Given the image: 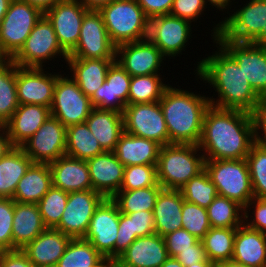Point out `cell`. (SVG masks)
<instances>
[{"mask_svg": "<svg viewBox=\"0 0 266 267\" xmlns=\"http://www.w3.org/2000/svg\"><path fill=\"white\" fill-rule=\"evenodd\" d=\"M0 267H35L20 249L0 252Z\"/></svg>", "mask_w": 266, "mask_h": 267, "instance_id": "9f6ffc18", "label": "cell"}, {"mask_svg": "<svg viewBox=\"0 0 266 267\" xmlns=\"http://www.w3.org/2000/svg\"><path fill=\"white\" fill-rule=\"evenodd\" d=\"M57 74L46 73L43 68L16 65V88L19 104L51 107Z\"/></svg>", "mask_w": 266, "mask_h": 267, "instance_id": "ffe728a7", "label": "cell"}, {"mask_svg": "<svg viewBox=\"0 0 266 267\" xmlns=\"http://www.w3.org/2000/svg\"><path fill=\"white\" fill-rule=\"evenodd\" d=\"M56 56H62L65 61L68 58L58 42L52 23L43 15L11 61L20 67L43 68V63Z\"/></svg>", "mask_w": 266, "mask_h": 267, "instance_id": "ba28073f", "label": "cell"}, {"mask_svg": "<svg viewBox=\"0 0 266 267\" xmlns=\"http://www.w3.org/2000/svg\"><path fill=\"white\" fill-rule=\"evenodd\" d=\"M104 199L92 189L68 193L65 210L55 229L72 239L84 238L95 210Z\"/></svg>", "mask_w": 266, "mask_h": 267, "instance_id": "2e32d148", "label": "cell"}, {"mask_svg": "<svg viewBox=\"0 0 266 267\" xmlns=\"http://www.w3.org/2000/svg\"><path fill=\"white\" fill-rule=\"evenodd\" d=\"M104 151H114L124 132L123 114L114 110L93 108L85 120Z\"/></svg>", "mask_w": 266, "mask_h": 267, "instance_id": "f546056e", "label": "cell"}, {"mask_svg": "<svg viewBox=\"0 0 266 267\" xmlns=\"http://www.w3.org/2000/svg\"><path fill=\"white\" fill-rule=\"evenodd\" d=\"M215 54L197 62L196 75L213 86L218 99L209 98L210 105L220 109L252 113L260 96L254 91L237 61L221 46Z\"/></svg>", "mask_w": 266, "mask_h": 267, "instance_id": "7a4b0ae2", "label": "cell"}, {"mask_svg": "<svg viewBox=\"0 0 266 267\" xmlns=\"http://www.w3.org/2000/svg\"><path fill=\"white\" fill-rule=\"evenodd\" d=\"M206 5L204 0H174L170 14L193 22L207 8Z\"/></svg>", "mask_w": 266, "mask_h": 267, "instance_id": "681fc988", "label": "cell"}, {"mask_svg": "<svg viewBox=\"0 0 266 267\" xmlns=\"http://www.w3.org/2000/svg\"><path fill=\"white\" fill-rule=\"evenodd\" d=\"M180 192L184 200L203 208H207L218 195L216 187L205 169L180 188Z\"/></svg>", "mask_w": 266, "mask_h": 267, "instance_id": "b9f144b4", "label": "cell"}, {"mask_svg": "<svg viewBox=\"0 0 266 267\" xmlns=\"http://www.w3.org/2000/svg\"><path fill=\"white\" fill-rule=\"evenodd\" d=\"M131 219L132 234L137 238L156 233L153 211H139L126 214Z\"/></svg>", "mask_w": 266, "mask_h": 267, "instance_id": "f907efd6", "label": "cell"}, {"mask_svg": "<svg viewBox=\"0 0 266 267\" xmlns=\"http://www.w3.org/2000/svg\"><path fill=\"white\" fill-rule=\"evenodd\" d=\"M254 198L266 199V149L255 142L245 158Z\"/></svg>", "mask_w": 266, "mask_h": 267, "instance_id": "7bdbcfd3", "label": "cell"}, {"mask_svg": "<svg viewBox=\"0 0 266 267\" xmlns=\"http://www.w3.org/2000/svg\"><path fill=\"white\" fill-rule=\"evenodd\" d=\"M106 258L83 239H71L56 267H100Z\"/></svg>", "mask_w": 266, "mask_h": 267, "instance_id": "8d00e7d4", "label": "cell"}, {"mask_svg": "<svg viewBox=\"0 0 266 267\" xmlns=\"http://www.w3.org/2000/svg\"><path fill=\"white\" fill-rule=\"evenodd\" d=\"M263 137H254L255 141L266 149V130H261Z\"/></svg>", "mask_w": 266, "mask_h": 267, "instance_id": "89a4df30", "label": "cell"}, {"mask_svg": "<svg viewBox=\"0 0 266 267\" xmlns=\"http://www.w3.org/2000/svg\"><path fill=\"white\" fill-rule=\"evenodd\" d=\"M100 267H114V262L106 260Z\"/></svg>", "mask_w": 266, "mask_h": 267, "instance_id": "2644e50d", "label": "cell"}, {"mask_svg": "<svg viewBox=\"0 0 266 267\" xmlns=\"http://www.w3.org/2000/svg\"><path fill=\"white\" fill-rule=\"evenodd\" d=\"M254 204V205H253ZM251 205L255 206V210L252 212V214L254 216L253 220L250 222L247 218H249V213H248V209H251ZM244 224L249 227L252 228L254 230H258L260 232H262L263 234L266 235V199H261V198H253L251 199L248 204L246 205V207L244 208ZM246 220V222H245Z\"/></svg>", "mask_w": 266, "mask_h": 267, "instance_id": "816d5d0a", "label": "cell"}, {"mask_svg": "<svg viewBox=\"0 0 266 267\" xmlns=\"http://www.w3.org/2000/svg\"><path fill=\"white\" fill-rule=\"evenodd\" d=\"M89 10H98L100 7L106 5L113 0H78Z\"/></svg>", "mask_w": 266, "mask_h": 267, "instance_id": "94428289", "label": "cell"}, {"mask_svg": "<svg viewBox=\"0 0 266 267\" xmlns=\"http://www.w3.org/2000/svg\"><path fill=\"white\" fill-rule=\"evenodd\" d=\"M65 127L50 115L43 125L20 147L33 163H51L66 154Z\"/></svg>", "mask_w": 266, "mask_h": 267, "instance_id": "5bb4252c", "label": "cell"}, {"mask_svg": "<svg viewBox=\"0 0 266 267\" xmlns=\"http://www.w3.org/2000/svg\"><path fill=\"white\" fill-rule=\"evenodd\" d=\"M168 258L164 238L154 233L135 239L114 261V267H160Z\"/></svg>", "mask_w": 266, "mask_h": 267, "instance_id": "7402d4cb", "label": "cell"}, {"mask_svg": "<svg viewBox=\"0 0 266 267\" xmlns=\"http://www.w3.org/2000/svg\"><path fill=\"white\" fill-rule=\"evenodd\" d=\"M206 209L211 227L238 228L244 223V208L226 197L217 195Z\"/></svg>", "mask_w": 266, "mask_h": 267, "instance_id": "ab89813d", "label": "cell"}, {"mask_svg": "<svg viewBox=\"0 0 266 267\" xmlns=\"http://www.w3.org/2000/svg\"><path fill=\"white\" fill-rule=\"evenodd\" d=\"M52 187V174L48 163H32L20 179L13 200L37 204Z\"/></svg>", "mask_w": 266, "mask_h": 267, "instance_id": "d6a6232c", "label": "cell"}, {"mask_svg": "<svg viewBox=\"0 0 266 267\" xmlns=\"http://www.w3.org/2000/svg\"><path fill=\"white\" fill-rule=\"evenodd\" d=\"M266 25V0H249L213 28L215 40L219 32L233 42H253Z\"/></svg>", "mask_w": 266, "mask_h": 267, "instance_id": "9c48e42d", "label": "cell"}, {"mask_svg": "<svg viewBox=\"0 0 266 267\" xmlns=\"http://www.w3.org/2000/svg\"><path fill=\"white\" fill-rule=\"evenodd\" d=\"M166 57L148 38L116 46L115 61L130 76L158 74Z\"/></svg>", "mask_w": 266, "mask_h": 267, "instance_id": "d6986e66", "label": "cell"}, {"mask_svg": "<svg viewBox=\"0 0 266 267\" xmlns=\"http://www.w3.org/2000/svg\"><path fill=\"white\" fill-rule=\"evenodd\" d=\"M32 163L23 149L17 146L0 159V198H13L18 182Z\"/></svg>", "mask_w": 266, "mask_h": 267, "instance_id": "836d02e7", "label": "cell"}, {"mask_svg": "<svg viewBox=\"0 0 266 267\" xmlns=\"http://www.w3.org/2000/svg\"><path fill=\"white\" fill-rule=\"evenodd\" d=\"M44 13L21 0H12L0 24V53L11 60L22 48Z\"/></svg>", "mask_w": 266, "mask_h": 267, "instance_id": "52a82bcc", "label": "cell"}, {"mask_svg": "<svg viewBox=\"0 0 266 267\" xmlns=\"http://www.w3.org/2000/svg\"><path fill=\"white\" fill-rule=\"evenodd\" d=\"M157 181L156 165H132L124 169L120 190L130 191L155 186Z\"/></svg>", "mask_w": 266, "mask_h": 267, "instance_id": "bcb514c9", "label": "cell"}, {"mask_svg": "<svg viewBox=\"0 0 266 267\" xmlns=\"http://www.w3.org/2000/svg\"><path fill=\"white\" fill-rule=\"evenodd\" d=\"M161 145L156 141L140 138L125 131L113 151L126 167L132 165H157Z\"/></svg>", "mask_w": 266, "mask_h": 267, "instance_id": "83f0119b", "label": "cell"}, {"mask_svg": "<svg viewBox=\"0 0 266 267\" xmlns=\"http://www.w3.org/2000/svg\"><path fill=\"white\" fill-rule=\"evenodd\" d=\"M205 4L206 3H210V5L212 4L213 6H215V8L220 9L223 11V9L227 6H229V4L231 3L230 0H204ZM230 2V3H229Z\"/></svg>", "mask_w": 266, "mask_h": 267, "instance_id": "6125c7cd", "label": "cell"}, {"mask_svg": "<svg viewBox=\"0 0 266 267\" xmlns=\"http://www.w3.org/2000/svg\"><path fill=\"white\" fill-rule=\"evenodd\" d=\"M88 11L78 0H63L44 13L52 23L61 48L68 55L77 46L83 17Z\"/></svg>", "mask_w": 266, "mask_h": 267, "instance_id": "e0dca14e", "label": "cell"}, {"mask_svg": "<svg viewBox=\"0 0 266 267\" xmlns=\"http://www.w3.org/2000/svg\"><path fill=\"white\" fill-rule=\"evenodd\" d=\"M232 260L247 267H266V235L247 227L236 229Z\"/></svg>", "mask_w": 266, "mask_h": 267, "instance_id": "4316f807", "label": "cell"}, {"mask_svg": "<svg viewBox=\"0 0 266 267\" xmlns=\"http://www.w3.org/2000/svg\"><path fill=\"white\" fill-rule=\"evenodd\" d=\"M175 258L184 267H189L194 263H199L207 260L205 249L203 248L201 240H198L192 246V249H186L185 251H181Z\"/></svg>", "mask_w": 266, "mask_h": 267, "instance_id": "11a10c76", "label": "cell"}, {"mask_svg": "<svg viewBox=\"0 0 266 267\" xmlns=\"http://www.w3.org/2000/svg\"><path fill=\"white\" fill-rule=\"evenodd\" d=\"M159 104L168 129L169 144L198 145L204 115L210 107L209 98L170 85Z\"/></svg>", "mask_w": 266, "mask_h": 267, "instance_id": "3957f363", "label": "cell"}, {"mask_svg": "<svg viewBox=\"0 0 266 267\" xmlns=\"http://www.w3.org/2000/svg\"><path fill=\"white\" fill-rule=\"evenodd\" d=\"M214 42L237 61L254 91L260 97H266V47L251 42H233L220 32Z\"/></svg>", "mask_w": 266, "mask_h": 267, "instance_id": "7c38bea8", "label": "cell"}, {"mask_svg": "<svg viewBox=\"0 0 266 267\" xmlns=\"http://www.w3.org/2000/svg\"><path fill=\"white\" fill-rule=\"evenodd\" d=\"M18 106L16 64L5 60L0 64V125L12 117Z\"/></svg>", "mask_w": 266, "mask_h": 267, "instance_id": "74e56055", "label": "cell"}, {"mask_svg": "<svg viewBox=\"0 0 266 267\" xmlns=\"http://www.w3.org/2000/svg\"><path fill=\"white\" fill-rule=\"evenodd\" d=\"M182 228L201 240L211 229L207 209L184 200L182 207Z\"/></svg>", "mask_w": 266, "mask_h": 267, "instance_id": "f6af8a7d", "label": "cell"}, {"mask_svg": "<svg viewBox=\"0 0 266 267\" xmlns=\"http://www.w3.org/2000/svg\"><path fill=\"white\" fill-rule=\"evenodd\" d=\"M205 170L219 196L231 199L243 208L254 198L246 159L205 160Z\"/></svg>", "mask_w": 266, "mask_h": 267, "instance_id": "8992f818", "label": "cell"}, {"mask_svg": "<svg viewBox=\"0 0 266 267\" xmlns=\"http://www.w3.org/2000/svg\"><path fill=\"white\" fill-rule=\"evenodd\" d=\"M6 59L0 53V64L3 63Z\"/></svg>", "mask_w": 266, "mask_h": 267, "instance_id": "8c879c8a", "label": "cell"}, {"mask_svg": "<svg viewBox=\"0 0 266 267\" xmlns=\"http://www.w3.org/2000/svg\"><path fill=\"white\" fill-rule=\"evenodd\" d=\"M216 267H247L233 260L223 261L216 264Z\"/></svg>", "mask_w": 266, "mask_h": 267, "instance_id": "003e7915", "label": "cell"}, {"mask_svg": "<svg viewBox=\"0 0 266 267\" xmlns=\"http://www.w3.org/2000/svg\"><path fill=\"white\" fill-rule=\"evenodd\" d=\"M21 1L27 2L30 5L40 9L43 13H45L47 10L53 7L57 2L63 0H21Z\"/></svg>", "mask_w": 266, "mask_h": 267, "instance_id": "91938a15", "label": "cell"}, {"mask_svg": "<svg viewBox=\"0 0 266 267\" xmlns=\"http://www.w3.org/2000/svg\"><path fill=\"white\" fill-rule=\"evenodd\" d=\"M14 200L0 198V252L13 250Z\"/></svg>", "mask_w": 266, "mask_h": 267, "instance_id": "7dc6e473", "label": "cell"}, {"mask_svg": "<svg viewBox=\"0 0 266 267\" xmlns=\"http://www.w3.org/2000/svg\"><path fill=\"white\" fill-rule=\"evenodd\" d=\"M159 74L132 76L128 104L158 102L169 86L164 84Z\"/></svg>", "mask_w": 266, "mask_h": 267, "instance_id": "60d3db41", "label": "cell"}, {"mask_svg": "<svg viewBox=\"0 0 266 267\" xmlns=\"http://www.w3.org/2000/svg\"><path fill=\"white\" fill-rule=\"evenodd\" d=\"M160 267H184L176 258L169 257Z\"/></svg>", "mask_w": 266, "mask_h": 267, "instance_id": "03108f58", "label": "cell"}, {"mask_svg": "<svg viewBox=\"0 0 266 267\" xmlns=\"http://www.w3.org/2000/svg\"><path fill=\"white\" fill-rule=\"evenodd\" d=\"M71 239L55 228H46L21 250L35 267H56Z\"/></svg>", "mask_w": 266, "mask_h": 267, "instance_id": "cb8c5ba5", "label": "cell"}, {"mask_svg": "<svg viewBox=\"0 0 266 267\" xmlns=\"http://www.w3.org/2000/svg\"><path fill=\"white\" fill-rule=\"evenodd\" d=\"M98 12L115 46L147 38L149 19L136 0H113Z\"/></svg>", "mask_w": 266, "mask_h": 267, "instance_id": "5b68a950", "label": "cell"}, {"mask_svg": "<svg viewBox=\"0 0 266 267\" xmlns=\"http://www.w3.org/2000/svg\"><path fill=\"white\" fill-rule=\"evenodd\" d=\"M184 198L180 190L162 189L153 208L156 233L165 236L182 228Z\"/></svg>", "mask_w": 266, "mask_h": 267, "instance_id": "4dcf8cb0", "label": "cell"}, {"mask_svg": "<svg viewBox=\"0 0 266 267\" xmlns=\"http://www.w3.org/2000/svg\"><path fill=\"white\" fill-rule=\"evenodd\" d=\"M52 174V186L67 193L90 190L92 183L86 160L63 155L49 163Z\"/></svg>", "mask_w": 266, "mask_h": 267, "instance_id": "d4e9b609", "label": "cell"}, {"mask_svg": "<svg viewBox=\"0 0 266 267\" xmlns=\"http://www.w3.org/2000/svg\"><path fill=\"white\" fill-rule=\"evenodd\" d=\"M252 43L266 47V25L263 27L261 34Z\"/></svg>", "mask_w": 266, "mask_h": 267, "instance_id": "be15d7a7", "label": "cell"}, {"mask_svg": "<svg viewBox=\"0 0 266 267\" xmlns=\"http://www.w3.org/2000/svg\"><path fill=\"white\" fill-rule=\"evenodd\" d=\"M93 105L77 83L68 76L57 74L53 101L50 107L51 115L57 118L65 127L85 123Z\"/></svg>", "mask_w": 266, "mask_h": 267, "instance_id": "30bf717a", "label": "cell"}, {"mask_svg": "<svg viewBox=\"0 0 266 267\" xmlns=\"http://www.w3.org/2000/svg\"><path fill=\"white\" fill-rule=\"evenodd\" d=\"M120 210L112 198H105L95 210L83 239L106 260L115 261V243L119 227Z\"/></svg>", "mask_w": 266, "mask_h": 267, "instance_id": "4fadbf2b", "label": "cell"}, {"mask_svg": "<svg viewBox=\"0 0 266 267\" xmlns=\"http://www.w3.org/2000/svg\"><path fill=\"white\" fill-rule=\"evenodd\" d=\"M189 267H216V264L214 262H211L209 259H207L206 261L194 263Z\"/></svg>", "mask_w": 266, "mask_h": 267, "instance_id": "a7ac6f4b", "label": "cell"}, {"mask_svg": "<svg viewBox=\"0 0 266 267\" xmlns=\"http://www.w3.org/2000/svg\"><path fill=\"white\" fill-rule=\"evenodd\" d=\"M236 229L211 227L201 239L207 259L215 264L232 260Z\"/></svg>", "mask_w": 266, "mask_h": 267, "instance_id": "d590c367", "label": "cell"}, {"mask_svg": "<svg viewBox=\"0 0 266 267\" xmlns=\"http://www.w3.org/2000/svg\"><path fill=\"white\" fill-rule=\"evenodd\" d=\"M12 0H0V24L9 8Z\"/></svg>", "mask_w": 266, "mask_h": 267, "instance_id": "e7e4bbea", "label": "cell"}, {"mask_svg": "<svg viewBox=\"0 0 266 267\" xmlns=\"http://www.w3.org/2000/svg\"><path fill=\"white\" fill-rule=\"evenodd\" d=\"M162 186L157 183L148 188L130 191L120 190L112 199L117 203L120 213L129 214L139 211H153Z\"/></svg>", "mask_w": 266, "mask_h": 267, "instance_id": "f35d334b", "label": "cell"}, {"mask_svg": "<svg viewBox=\"0 0 266 267\" xmlns=\"http://www.w3.org/2000/svg\"><path fill=\"white\" fill-rule=\"evenodd\" d=\"M103 152L104 150L86 123L67 127L66 155L80 160H88Z\"/></svg>", "mask_w": 266, "mask_h": 267, "instance_id": "e575fe53", "label": "cell"}, {"mask_svg": "<svg viewBox=\"0 0 266 267\" xmlns=\"http://www.w3.org/2000/svg\"><path fill=\"white\" fill-rule=\"evenodd\" d=\"M251 115L254 123V137H261L260 130H266V97L260 98Z\"/></svg>", "mask_w": 266, "mask_h": 267, "instance_id": "6f0895ef", "label": "cell"}, {"mask_svg": "<svg viewBox=\"0 0 266 267\" xmlns=\"http://www.w3.org/2000/svg\"><path fill=\"white\" fill-rule=\"evenodd\" d=\"M46 228L37 204L14 201L13 250L23 249Z\"/></svg>", "mask_w": 266, "mask_h": 267, "instance_id": "1f68e13d", "label": "cell"}, {"mask_svg": "<svg viewBox=\"0 0 266 267\" xmlns=\"http://www.w3.org/2000/svg\"><path fill=\"white\" fill-rule=\"evenodd\" d=\"M189 22L171 14L154 17L149 20L147 38L165 57H176L186 48L191 37V22Z\"/></svg>", "mask_w": 266, "mask_h": 267, "instance_id": "ac0fdd59", "label": "cell"}, {"mask_svg": "<svg viewBox=\"0 0 266 267\" xmlns=\"http://www.w3.org/2000/svg\"><path fill=\"white\" fill-rule=\"evenodd\" d=\"M137 239L136 234H132L131 219L120 213L119 227L115 243V260Z\"/></svg>", "mask_w": 266, "mask_h": 267, "instance_id": "f5cc1de1", "label": "cell"}, {"mask_svg": "<svg viewBox=\"0 0 266 267\" xmlns=\"http://www.w3.org/2000/svg\"><path fill=\"white\" fill-rule=\"evenodd\" d=\"M198 145L161 146L156 165L157 181L164 189L180 190L192 177L205 169L203 154L196 155Z\"/></svg>", "mask_w": 266, "mask_h": 267, "instance_id": "277c9868", "label": "cell"}, {"mask_svg": "<svg viewBox=\"0 0 266 267\" xmlns=\"http://www.w3.org/2000/svg\"><path fill=\"white\" fill-rule=\"evenodd\" d=\"M124 131L131 135L169 145L167 125L158 102L128 104L123 110Z\"/></svg>", "mask_w": 266, "mask_h": 267, "instance_id": "8fae6325", "label": "cell"}, {"mask_svg": "<svg viewBox=\"0 0 266 267\" xmlns=\"http://www.w3.org/2000/svg\"><path fill=\"white\" fill-rule=\"evenodd\" d=\"M50 115V107L19 104L12 117L4 124L11 144L20 147L35 134Z\"/></svg>", "mask_w": 266, "mask_h": 267, "instance_id": "484cf974", "label": "cell"}, {"mask_svg": "<svg viewBox=\"0 0 266 267\" xmlns=\"http://www.w3.org/2000/svg\"><path fill=\"white\" fill-rule=\"evenodd\" d=\"M131 76L117 61L109 67L105 82L90 97L94 108L123 113L128 105Z\"/></svg>", "mask_w": 266, "mask_h": 267, "instance_id": "44dd1931", "label": "cell"}, {"mask_svg": "<svg viewBox=\"0 0 266 267\" xmlns=\"http://www.w3.org/2000/svg\"><path fill=\"white\" fill-rule=\"evenodd\" d=\"M68 193L62 189L51 187L37 203L42 220L47 228H55L65 210Z\"/></svg>", "mask_w": 266, "mask_h": 267, "instance_id": "ee69618b", "label": "cell"}, {"mask_svg": "<svg viewBox=\"0 0 266 267\" xmlns=\"http://www.w3.org/2000/svg\"><path fill=\"white\" fill-rule=\"evenodd\" d=\"M255 142L251 113L211 105L206 110L198 143L205 160L245 159Z\"/></svg>", "mask_w": 266, "mask_h": 267, "instance_id": "6da1fadb", "label": "cell"}, {"mask_svg": "<svg viewBox=\"0 0 266 267\" xmlns=\"http://www.w3.org/2000/svg\"><path fill=\"white\" fill-rule=\"evenodd\" d=\"M92 190L105 198H112L121 188L125 166L118 160L113 151H104L86 160Z\"/></svg>", "mask_w": 266, "mask_h": 267, "instance_id": "603a6c76", "label": "cell"}, {"mask_svg": "<svg viewBox=\"0 0 266 267\" xmlns=\"http://www.w3.org/2000/svg\"><path fill=\"white\" fill-rule=\"evenodd\" d=\"M150 20L157 16L170 14L174 0H136Z\"/></svg>", "mask_w": 266, "mask_h": 267, "instance_id": "db71d44e", "label": "cell"}, {"mask_svg": "<svg viewBox=\"0 0 266 267\" xmlns=\"http://www.w3.org/2000/svg\"><path fill=\"white\" fill-rule=\"evenodd\" d=\"M116 46L111 42L98 10H89L83 17L79 40L68 55L74 58L115 59Z\"/></svg>", "mask_w": 266, "mask_h": 267, "instance_id": "9a60e30c", "label": "cell"}, {"mask_svg": "<svg viewBox=\"0 0 266 267\" xmlns=\"http://www.w3.org/2000/svg\"><path fill=\"white\" fill-rule=\"evenodd\" d=\"M13 147L5 126L0 125V159Z\"/></svg>", "mask_w": 266, "mask_h": 267, "instance_id": "680465c9", "label": "cell"}, {"mask_svg": "<svg viewBox=\"0 0 266 267\" xmlns=\"http://www.w3.org/2000/svg\"><path fill=\"white\" fill-rule=\"evenodd\" d=\"M115 59H86L68 57L66 64L70 67L71 78L88 97L103 85L106 74Z\"/></svg>", "mask_w": 266, "mask_h": 267, "instance_id": "f1b7e54d", "label": "cell"}, {"mask_svg": "<svg viewBox=\"0 0 266 267\" xmlns=\"http://www.w3.org/2000/svg\"><path fill=\"white\" fill-rule=\"evenodd\" d=\"M169 257L175 258L181 251L192 249L199 240L188 231L181 228L163 236Z\"/></svg>", "mask_w": 266, "mask_h": 267, "instance_id": "c3c4849f", "label": "cell"}]
</instances>
